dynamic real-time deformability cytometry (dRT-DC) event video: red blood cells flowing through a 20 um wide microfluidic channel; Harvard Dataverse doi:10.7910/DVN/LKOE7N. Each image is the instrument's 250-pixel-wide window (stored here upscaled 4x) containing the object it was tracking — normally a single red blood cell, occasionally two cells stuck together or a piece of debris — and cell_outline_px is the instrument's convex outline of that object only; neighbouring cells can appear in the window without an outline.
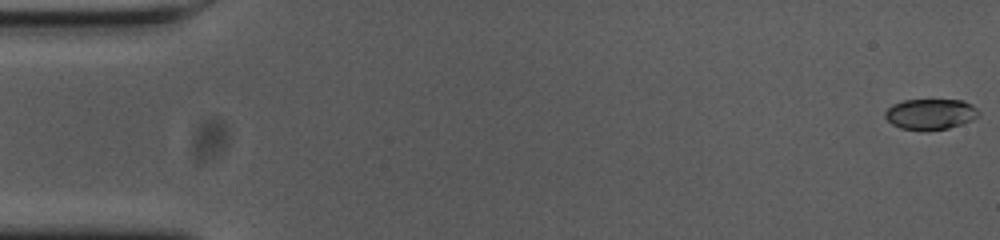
{"species": "common noctule bat (a hibernating species)", "species_latin": "Nyctalus noctula", "temperature_condition": "cold", "stored_images_in_passage": 56, "camera_frame_rate_fps": 3000, "um_per_image_px": 0.085, "animal": {"sex": "female", "body_mass_g": 23.0, "forearm_length_mm": 53.4}, "frame": {"image": 1, "passage_image": 1, "time_ms": 0.0, "image_size_px": [1000, 240], "cell_outline_px": [[980, 112], [972, 120], [948, 128], [924, 132], [900, 128], [892, 124], [884, 116], [884, 112], [892, 104], [904, 100], [964, 100], [972, 104]], "centroid_in_image_um": [79.06, 9.71], "position_along_channel_um": 5.9, "area_um2": 16.94}}
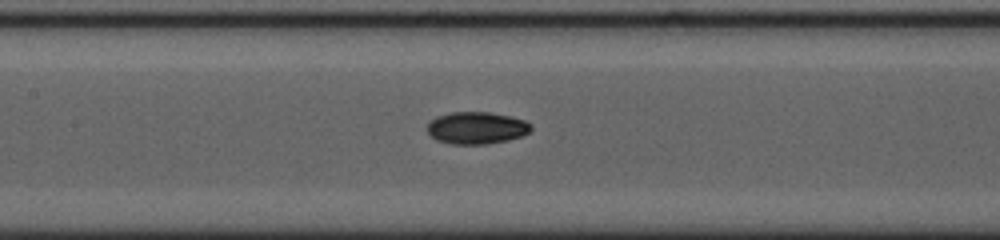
{"frame": {"image": 2, "passage_image": 26, "time_ms": 8.333, "image_size_px": [1000, 240], "cell_outline_px": [[532, 128], [524, 136], [508, 140], [484, 144], [452, 144], [436, 140], [428, 132], [428, 124], [436, 116], [452, 112], [492, 112], [512, 116], [524, 120], [532, 124]], "centroid_in_image_um": [40.55, 10.86], "position_along_channel_um": 166.9, "area_um2": 19.54}}
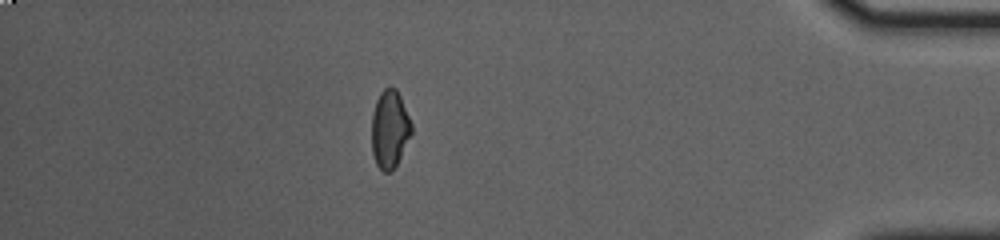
{"frame": {"image": 3, "passage_image": 49, "time_ms": 16.0, "image_size_px": [1000, 240], "cell_outline_px": [[412, 132], [392, 172], [384, 172], [376, 164], [372, 152], [372, 112], [376, 100], [380, 92], [388, 84], [396, 88], [400, 96], [412, 124]], "centroid_in_image_um": [33.11, 10.93], "position_along_channel_um": 402.1, "area_um2": 18.09}, "authors_computed_cell_mechanics": {"area_um2": 18.207, "velocity_mm_per_s": 3.6709, "shape_relaxation_time_tau1_ms": 6.7902, "shape_relaxation_time_tau2_ms": 3.8943, "deformation_change_tau1": 0.1672, "deformation_change_tau2": 0.0475}}